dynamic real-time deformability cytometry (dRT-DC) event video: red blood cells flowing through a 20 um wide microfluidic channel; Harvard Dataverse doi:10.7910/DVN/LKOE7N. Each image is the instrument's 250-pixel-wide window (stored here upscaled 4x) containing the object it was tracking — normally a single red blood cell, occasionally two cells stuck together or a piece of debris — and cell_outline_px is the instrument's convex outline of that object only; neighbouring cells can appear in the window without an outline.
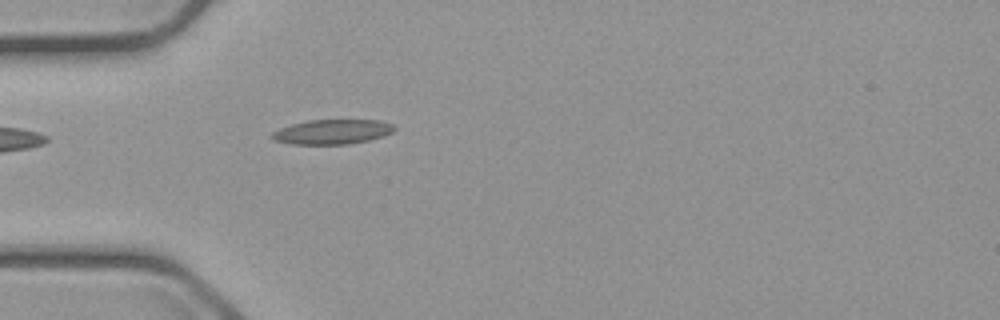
{"species": "common noctule bat (a hibernating species)", "species_latin": "Nyctalus noctula", "temperature_condition": "cold", "stored_images_in_passage": 4, "camera_frame_rate_fps": 3000, "um_per_image_px": 0.085, "animal": {"sex": "male", "body_mass_g": 23.1, "forearm_length_mm": 52.7}, "frame": {"image": 1, "passage_image": 4, "time_ms": 4.333, "image_size_px": [1000, 320], "cell_outline_px": [[396, 128], [392, 132], [384, 136], [368, 140], [348, 144], [292, 144], [272, 140], [272, 132], [280, 128], [292, 124], [308, 120], [376, 120], [392, 124]], "centroid_in_image_um": [28.23, 11.2], "position_along_channel_um": 56.8, "area_um2": 17.51}}